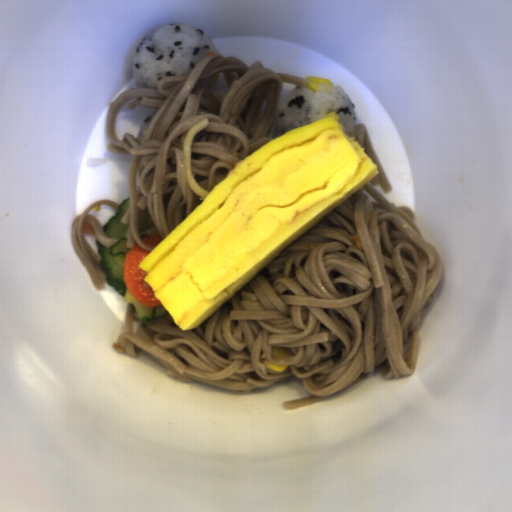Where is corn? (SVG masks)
<instances>
[{
  "label": "corn",
  "instance_id": "corn-2",
  "mask_svg": "<svg viewBox=\"0 0 512 512\" xmlns=\"http://www.w3.org/2000/svg\"><path fill=\"white\" fill-rule=\"evenodd\" d=\"M125 301L127 305H132L134 308V311L143 310L144 304L139 302L134 295L129 291L128 287L126 286V292H125Z\"/></svg>",
  "mask_w": 512,
  "mask_h": 512
},
{
  "label": "corn",
  "instance_id": "corn-4",
  "mask_svg": "<svg viewBox=\"0 0 512 512\" xmlns=\"http://www.w3.org/2000/svg\"><path fill=\"white\" fill-rule=\"evenodd\" d=\"M264 366L266 368H268L269 370L271 371H275V372H284L287 368H288V364L287 365H275L273 364L272 362H270L269 360H264L263 362Z\"/></svg>",
  "mask_w": 512,
  "mask_h": 512
},
{
  "label": "corn",
  "instance_id": "corn-3",
  "mask_svg": "<svg viewBox=\"0 0 512 512\" xmlns=\"http://www.w3.org/2000/svg\"><path fill=\"white\" fill-rule=\"evenodd\" d=\"M288 351L283 349L282 347H276L271 349V357L274 359H284L286 357H289Z\"/></svg>",
  "mask_w": 512,
  "mask_h": 512
},
{
  "label": "corn",
  "instance_id": "corn-1",
  "mask_svg": "<svg viewBox=\"0 0 512 512\" xmlns=\"http://www.w3.org/2000/svg\"><path fill=\"white\" fill-rule=\"evenodd\" d=\"M304 82L305 88L312 90L314 92L318 91L321 85L334 86V82L332 80L315 76H305Z\"/></svg>",
  "mask_w": 512,
  "mask_h": 512
}]
</instances>
